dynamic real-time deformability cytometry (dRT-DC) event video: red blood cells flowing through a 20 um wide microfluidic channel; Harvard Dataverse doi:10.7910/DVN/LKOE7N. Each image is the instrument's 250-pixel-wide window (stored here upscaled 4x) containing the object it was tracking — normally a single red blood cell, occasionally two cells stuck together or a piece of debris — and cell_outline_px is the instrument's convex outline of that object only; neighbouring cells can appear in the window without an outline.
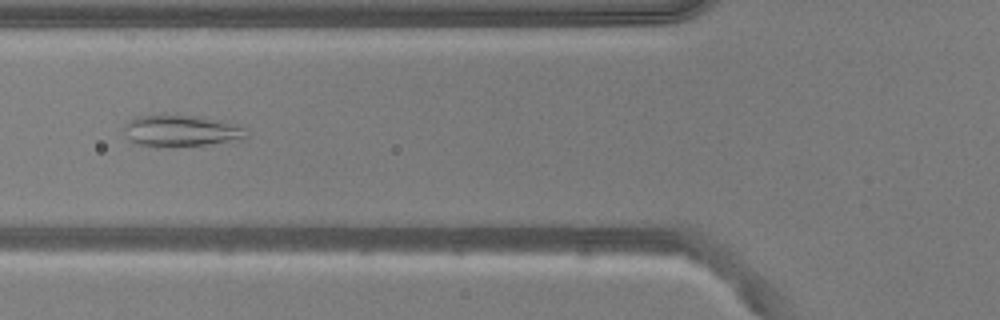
{"species": "common noctule bat (a hibernating species)", "species_latin": "Nyctalus noctula", "temperature_condition": "warm", "stored_images_in_passage": 52, "camera_frame_rate_fps": 3000, "um_per_image_px": 0.085, "animal": {"sex": "male", "body_mass_g": 20.5, "forearm_length_mm": 52.5}, "frame": {"image": 1, "passage_image": 19, "time_ms": 6.0, "image_size_px": [1000, 320], "cell_outline_px": [[248, 140], [204, 144], [156, 148], [132, 144], [124, 136], [124, 124], [128, 120], [136, 116], [160, 112], [196, 116], [220, 120], [236, 124], [248, 128]], "centroid_in_image_um": [15.35, 11.1], "position_along_channel_um": 110.4, "area_um2": 23.93}}
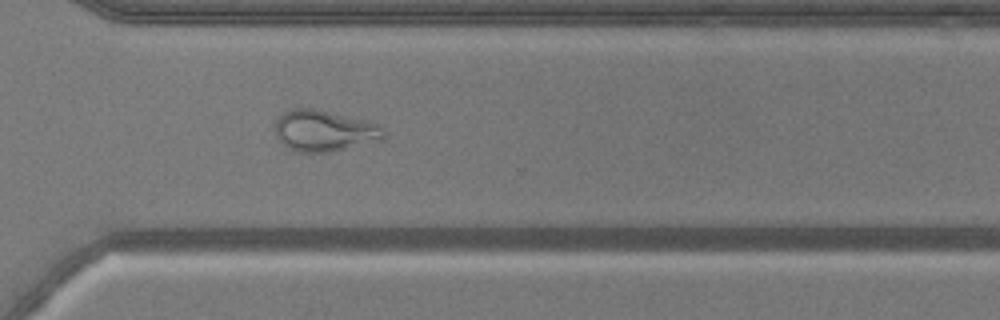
{"frame": {"image": 2, "passage_image": 37, "time_ms": 12.0, "image_size_px": [1000, 320], "cell_outline_px": [[384, 136], [380, 140], [328, 152], [296, 152], [288, 148], [276, 136], [276, 120], [288, 108], [316, 108], [364, 120], [376, 124], [384, 128]], "centroid_in_image_um": [27.52, 11.1], "position_along_channel_um": 343.1, "area_um2": 25.84}}
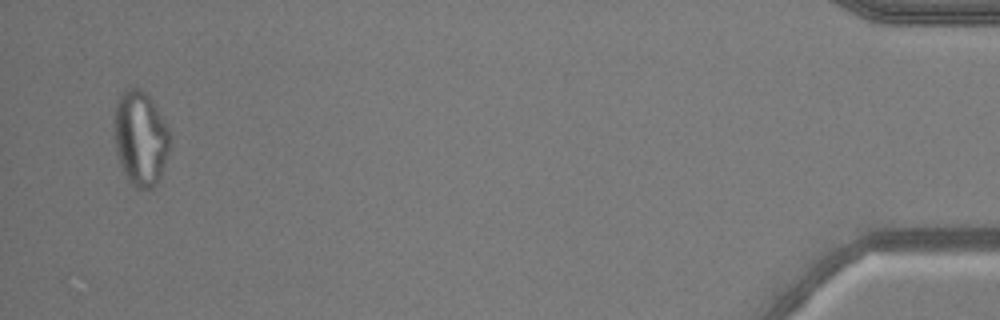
{"frame": {"image": 3, "passage_image": 50, "time_ms": 16.333, "image_size_px": [1000, 320], "cell_outline_px": [[172, 136], [168, 152], [160, 176], [156, 184], [152, 188], [136, 188], [128, 180], [120, 164], [116, 152], [112, 132], [116, 104], [124, 88], [132, 84], [140, 88], [148, 96], [164, 120]], "centroid_in_image_um": [11.91, 11.71], "position_along_channel_um": 423.3, "area_um2": 31.1}, "authors_computed_cell_mechanics": {"area_um2": 27.8307, "velocity_mm_per_s": 3.8916, "shape_relaxation_time_tau1_ms": null, "shape_relaxation_time_tau2_ms": 0.6249, "deformation_change_tau1": null, "deformation_change_tau2": 0.086}}